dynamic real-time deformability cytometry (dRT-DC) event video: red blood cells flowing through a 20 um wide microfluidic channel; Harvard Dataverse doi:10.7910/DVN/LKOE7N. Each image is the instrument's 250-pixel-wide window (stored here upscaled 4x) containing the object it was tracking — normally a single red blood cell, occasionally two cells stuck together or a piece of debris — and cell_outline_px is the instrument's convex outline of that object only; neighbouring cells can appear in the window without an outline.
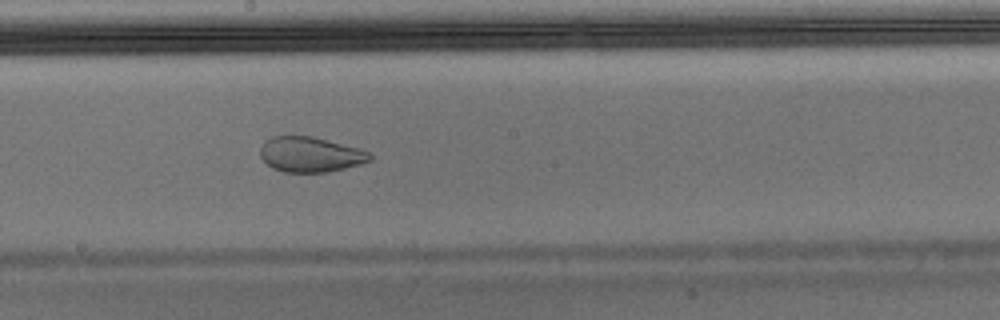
{"species": "Egyptian fruit bat (a non-hibernating species)", "species_latin": "Rousettus aegyptiacus", "temperature_condition": "warm", "stored_images_in_passage": 46, "camera_frame_rate_fps": 3000, "um_per_image_px": 0.085, "animal": {"sex": "male"}, "frame": {"image": 1, "passage_image": 25, "time_ms": 8.0, "image_size_px": [1000, 320], "cell_outline_px": [[372, 160], [360, 164], [328, 172], [284, 172], [272, 168], [260, 156], [260, 148], [264, 140], [272, 136], [312, 136], [360, 148], [368, 152], [372, 156]], "centroid_in_image_um": [26.37, 13.12], "position_along_channel_um": 221.8, "area_um2": 22.54}}
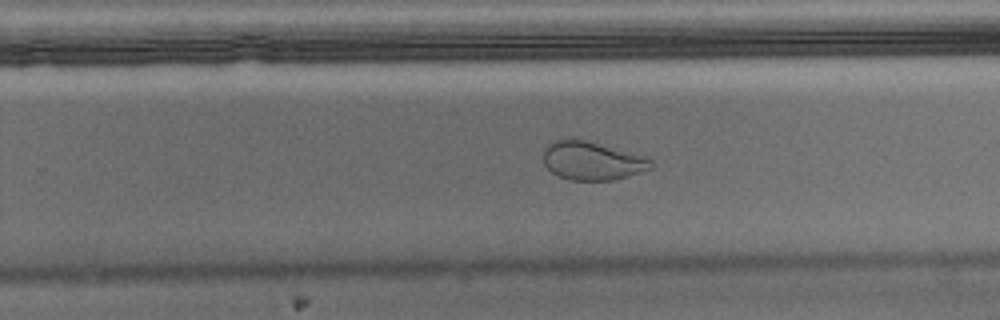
{"frame": {"image": 2, "passage_image": 29, "time_ms": 9.333, "image_size_px": [1000, 320], "cell_outline_px": [[652, 168], [628, 176], [612, 180], [568, 180], [556, 176], [544, 164], [544, 148], [548, 144], [564, 136], [572, 136], [588, 140], [648, 156], [652, 160]], "centroid_in_image_um": [50.32, 13.63], "position_along_channel_um": 279.5, "area_um2": 24.85}}
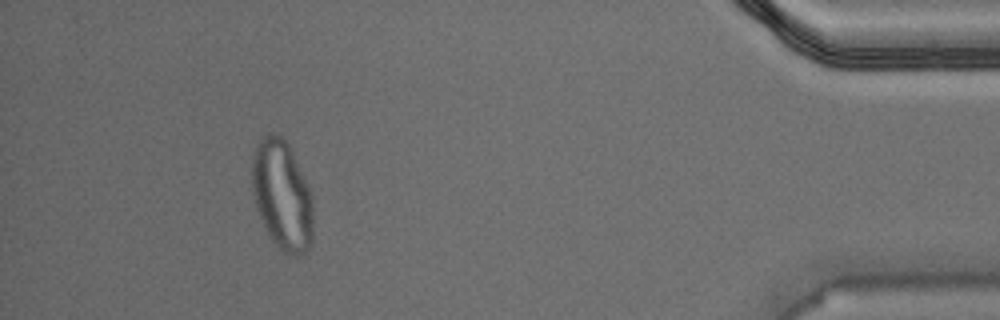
{"frame": {"image": 3, "passage_image": 42, "time_ms": 13.667, "image_size_px": [1000, 320], "cell_outline_px": [[312, 244], [300, 256], [292, 256], [284, 252], [268, 236], [256, 208], [252, 192], [252, 152], [256, 144], [268, 132], [276, 132], [288, 144], [292, 152], [312, 196]], "centroid_in_image_um": [23.95, 16.6], "position_along_channel_um": 411.2, "area_um2": 39.13}}